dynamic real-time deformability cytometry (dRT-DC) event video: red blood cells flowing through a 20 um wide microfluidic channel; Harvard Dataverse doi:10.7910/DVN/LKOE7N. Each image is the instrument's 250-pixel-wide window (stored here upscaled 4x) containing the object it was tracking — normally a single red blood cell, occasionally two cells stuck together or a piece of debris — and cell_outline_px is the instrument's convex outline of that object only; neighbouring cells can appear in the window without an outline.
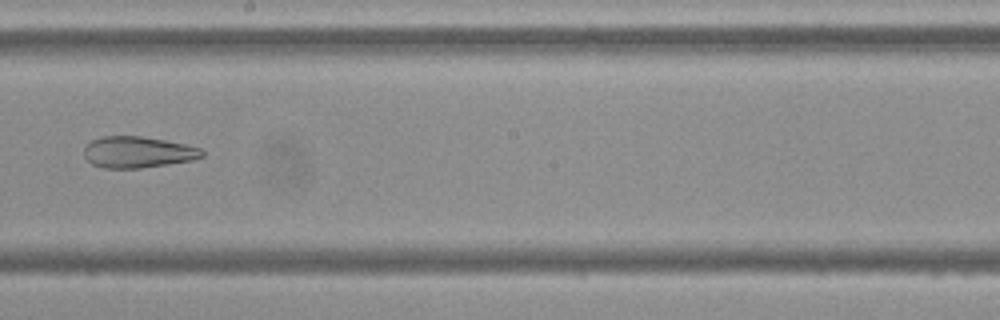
{"species": "Egyptian fruit bat (a non-hibernating species)", "species_latin": "Rousettus aegyptiacus", "temperature_condition": "cold", "stored_images_in_passage": 7, "camera_frame_rate_fps": 3000, "um_per_image_px": 0.085, "frame": {"image": 1, "passage_image": 7, "time_ms": 8.0, "image_size_px": [1000, 320], "cell_outline_px": [[204, 156], [192, 160], [168, 164], [140, 168], [104, 168], [92, 164], [84, 156], [84, 148], [92, 140], [104, 136], [140, 136], [164, 140], [184, 144], [200, 148], [204, 152]], "centroid_in_image_um": [11.71, 12.93], "position_along_channel_um": 236.5, "area_um2": 21.39}}